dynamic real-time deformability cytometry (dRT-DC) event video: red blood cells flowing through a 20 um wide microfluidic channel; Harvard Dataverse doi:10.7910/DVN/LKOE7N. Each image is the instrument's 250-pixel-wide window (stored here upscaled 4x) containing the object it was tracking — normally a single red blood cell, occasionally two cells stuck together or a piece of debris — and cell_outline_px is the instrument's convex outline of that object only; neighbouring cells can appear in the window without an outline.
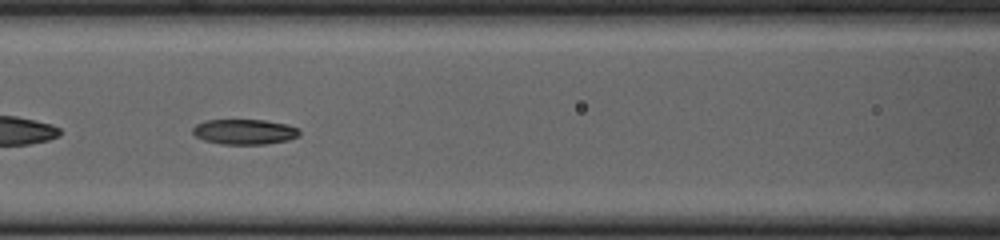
{"species": "common noctule bat (a hibernating species)", "species_latin": "Nyctalus noctula", "temperature_condition": "cold", "stored_images_in_passage": 43, "camera_frame_rate_fps": 3000, "um_per_image_px": 0.085, "animal": {"sex": "female", "body_mass_g": 23.0, "forearm_length_mm": 53.4}, "frame": {"image": 1, "passage_image": 13, "time_ms": 4.0, "image_size_px": [1000, 240], "cell_outline_px": [[300, 136], [288, 140], [264, 144], [224, 144], [204, 140], [196, 136], [192, 132], [192, 128], [196, 124], [204, 120], [264, 120], [288, 124], [300, 128]], "centroid_in_image_um": [20.81, 11.19], "position_along_channel_um": 145.8, "area_um2": 15.78}, "authors_computed_cell_mechanics": {"area_um2": 16.5308, "velocity_mm_per_s": 3.8551, "shape_relaxation_time_tau1_ms": 9.7915, "shape_relaxation_time_tau2_ms": 3.6898, "deformation_change_tau1": 0.2188, "deformation_change_tau2": 0.0797}}